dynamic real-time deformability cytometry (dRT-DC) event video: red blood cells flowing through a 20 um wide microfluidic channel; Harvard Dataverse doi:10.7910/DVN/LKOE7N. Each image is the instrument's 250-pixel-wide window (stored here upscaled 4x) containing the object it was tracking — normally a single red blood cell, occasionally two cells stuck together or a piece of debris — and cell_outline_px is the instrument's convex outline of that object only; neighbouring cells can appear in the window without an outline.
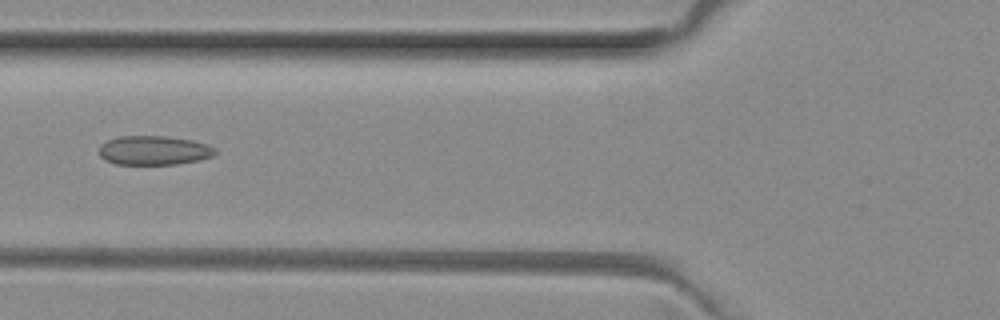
{"species": "common noctule bat (a hibernating species)", "species_latin": "Nyctalus noctula", "temperature_condition": "room temperature", "stored_images_in_passage": 6, "camera_frame_rate_fps": 3000, "um_per_image_px": 0.085, "animal": {"sex": "female", "body_mass_g": 29.2, "forearm_length_mm": 56.3}, "frame": {"image": 1, "passage_image": 6, "time_ms": 1.667, "image_size_px": [1000, 320], "cell_outline_px": [[216, 152], [212, 156], [200, 160], [176, 164], [116, 164], [104, 160], [100, 156], [100, 144], [116, 136], [164, 136], [192, 140], [208, 144], [216, 148]], "centroid_in_image_um": [13.08, 12.78], "position_along_channel_um": 112.7, "area_um2": 19.83}}